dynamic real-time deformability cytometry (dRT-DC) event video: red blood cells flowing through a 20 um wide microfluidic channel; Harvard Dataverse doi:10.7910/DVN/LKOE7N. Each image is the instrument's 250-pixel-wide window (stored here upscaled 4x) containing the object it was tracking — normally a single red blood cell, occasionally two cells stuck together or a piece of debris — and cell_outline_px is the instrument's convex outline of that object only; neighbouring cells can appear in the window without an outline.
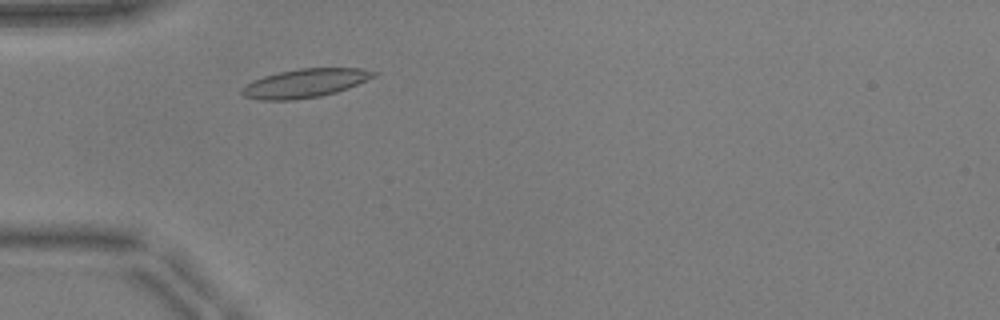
{"species": "common noctule bat (a hibernating species)", "species_latin": "Nyctalus noctula", "temperature_condition": "warm", "stored_images_in_passage": 42, "camera_frame_rate_fps": 3000, "um_per_image_px": 0.085, "animal": {"sex": "male", "body_mass_g": 17.9, "forearm_length_mm": 54.2}, "frame": {"image": 1, "passage_image": 6, "time_ms": 1.667, "image_size_px": [1000, 320], "cell_outline_px": [[380, 72], [376, 76], [348, 88], [336, 92], [320, 96], [292, 100], [260, 100], [244, 96], [240, 92], [240, 88], [252, 80], [264, 76], [280, 72], [300, 68], [360, 68]], "centroid_in_image_um": [25.92, 7.07], "position_along_channel_um": 59.1, "area_um2": 22.08}}
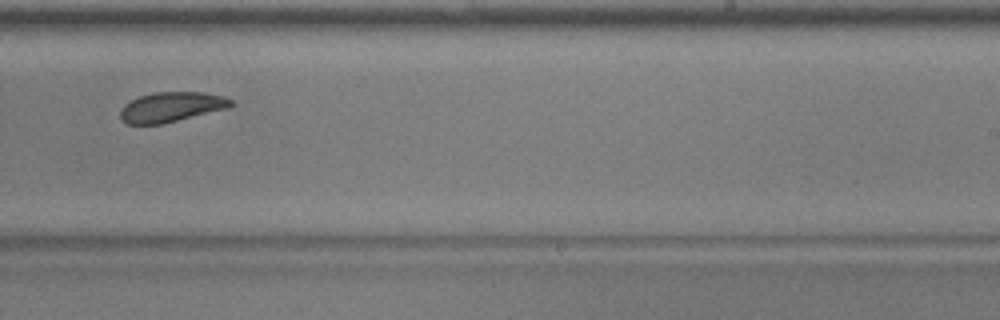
{"frame": {"image": 2, "passage_image": 23, "time_ms": 7.333, "image_size_px": [1000, 320], "cell_outline_px": [[236, 104], [228, 108], [160, 124], [128, 124], [120, 120], [120, 108], [124, 104], [140, 96], [152, 92], [204, 92], [224, 96], [232, 100]], "centroid_in_image_um": [14.56, 9.08], "position_along_channel_um": 274.4, "area_um2": 19.31}}
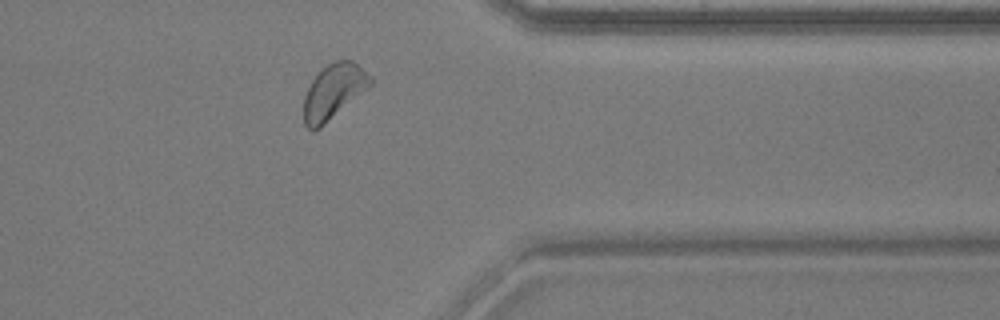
{"frame": {"image": 3, "passage_image": 32, "time_ms": 10.333, "image_size_px": [1000, 320], "cell_outline_px": [[372, 84], [368, 88], [320, 128], [312, 132], [304, 124], [304, 96], [312, 80], [328, 64], [336, 60], [352, 60], [372, 76]], "centroid_in_image_um": [28.36, 7.79], "position_along_channel_um": 383.0, "area_um2": 21.1}, "authors_computed_cell_mechanics": {"area_um2": 20.6346, "velocity_mm_per_s": 3.8912, "shape_relaxation_time_tau1_ms": 4.5518, "shape_relaxation_time_tau2_ms": 2.4062, "deformation_change_tau1": 0.1411, "deformation_change_tau2": 0.079}}